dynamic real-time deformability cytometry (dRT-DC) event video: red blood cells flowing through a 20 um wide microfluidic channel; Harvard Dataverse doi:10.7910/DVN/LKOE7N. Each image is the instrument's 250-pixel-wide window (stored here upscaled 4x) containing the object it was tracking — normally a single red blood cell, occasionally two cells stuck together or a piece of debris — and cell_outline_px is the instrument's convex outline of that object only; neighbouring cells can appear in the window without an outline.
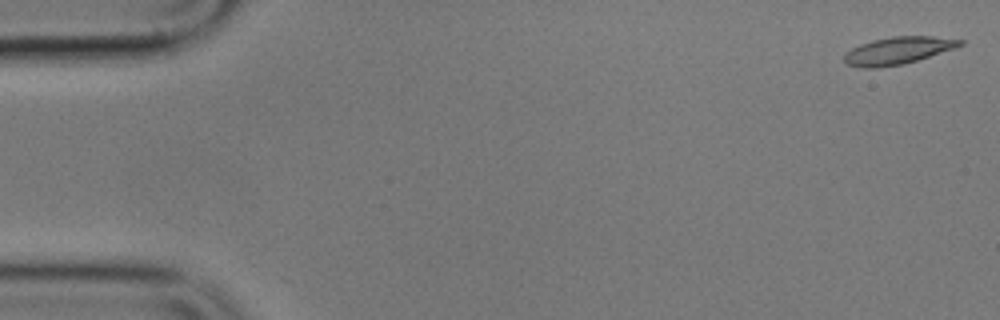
{"species": "common noctule bat (a hibernating species)", "species_latin": "Nyctalus noctula", "temperature_condition": "cold", "stored_images_in_passage": 57, "segment_of_instrument_passage": [1, 2], "camera_frame_rate_fps": 3000, "um_per_image_px": 0.085, "animal": {"sex": "male", "body_mass_g": 17.9}, "frame": {"image": 1, "passage_image": 1, "time_ms": 0.0, "image_size_px": [1000, 320], "cell_outline_px": [[964, 44], [956, 48], [904, 64], [876, 68], [864, 68], [848, 64], [844, 60], [844, 56], [852, 48], [860, 44], [872, 40], [892, 36], [932, 36], [964, 40]], "centroid_in_image_um": [76.36, 4.29], "position_along_channel_um": 8.6, "area_um2": 18.38}}
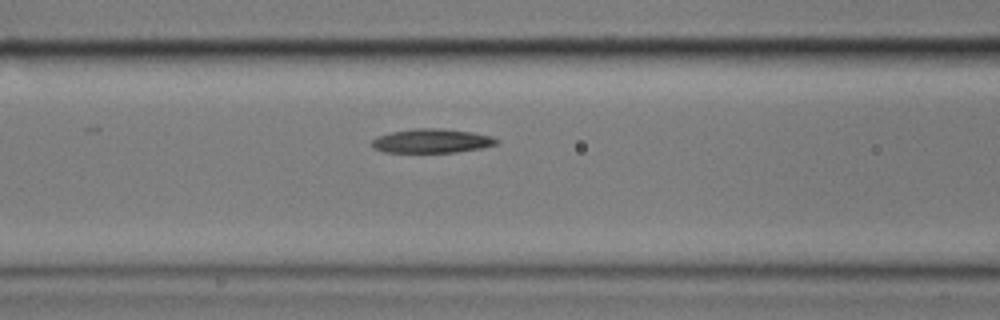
{"frame": {"image": 2, "passage_image": 22, "time_ms": 7.0, "image_size_px": [1000, 320], "cell_outline_px": [[500, 140], [496, 144], [480, 148], [456, 152], [384, 152], [372, 148], [372, 140], [376, 136], [392, 132], [412, 128], [440, 128], [472, 132], [492, 136]], "centroid_in_image_um": [36.68, 11.97], "position_along_channel_um": 129.9, "area_um2": 17.51}}
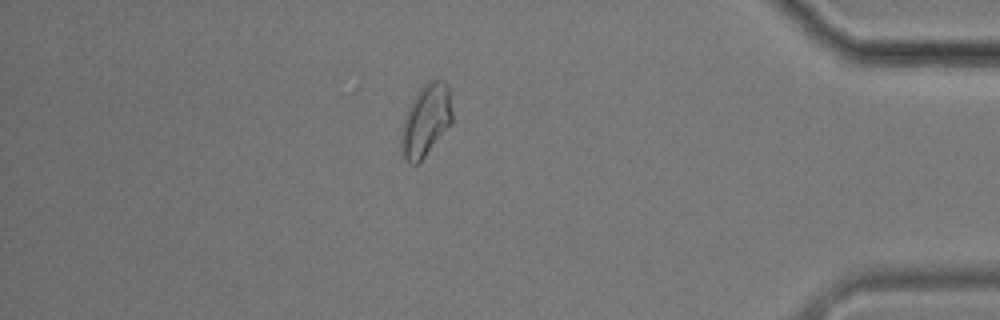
{"frame": {"image": 3, "passage_image": 48, "time_ms": 15.667, "image_size_px": [1000, 320], "cell_outline_px": [[452, 124], [424, 156], [416, 164], [408, 164], [400, 156], [400, 128], [404, 116], [412, 100], [420, 88], [428, 80], [444, 80], [448, 88], [452, 112]], "centroid_in_image_um": [36.15, 10.27], "position_along_channel_um": 399.0, "area_um2": 21.68}}